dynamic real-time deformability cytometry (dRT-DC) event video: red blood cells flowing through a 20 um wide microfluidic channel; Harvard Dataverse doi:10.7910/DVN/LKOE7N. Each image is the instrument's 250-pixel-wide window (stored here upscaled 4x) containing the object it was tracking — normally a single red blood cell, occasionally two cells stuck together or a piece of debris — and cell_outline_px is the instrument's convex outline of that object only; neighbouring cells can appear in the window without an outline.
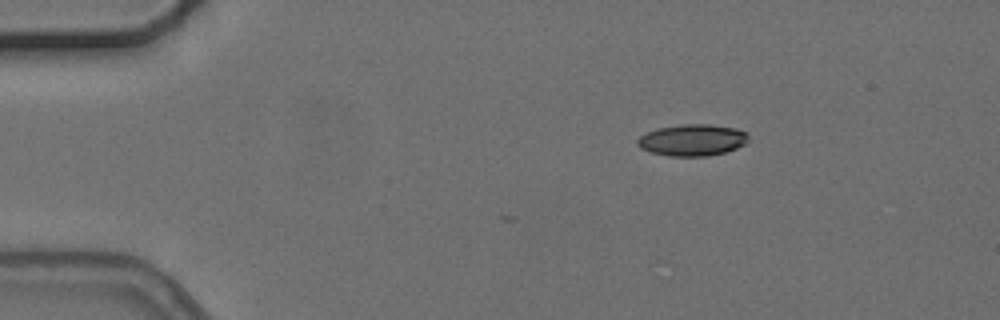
{"species": "common noctule bat (a hibernating species)", "species_latin": "Nyctalus noctula", "temperature_condition": "cold", "stored_images_in_passage": 3, "camera_frame_rate_fps": 3000, "um_per_image_px": 0.085, "animal": {"sex": "female", "body_mass_g": 24.6, "forearm_length_mm": 56.2}, "frame": {"image": 1, "passage_image": 1, "time_ms": 0.0, "image_size_px": [1000, 320], "cell_outline_px": [[748, 140], [744, 144], [736, 148], [724, 152], [708, 156], [668, 156], [652, 152], [640, 148], [636, 144], [636, 140], [640, 136], [656, 128], [684, 124], [708, 124], [736, 128], [744, 132], [748, 136]], "centroid_in_image_um": [58.82, 11.9], "position_along_channel_um": 26.2, "area_um2": 20.35}}